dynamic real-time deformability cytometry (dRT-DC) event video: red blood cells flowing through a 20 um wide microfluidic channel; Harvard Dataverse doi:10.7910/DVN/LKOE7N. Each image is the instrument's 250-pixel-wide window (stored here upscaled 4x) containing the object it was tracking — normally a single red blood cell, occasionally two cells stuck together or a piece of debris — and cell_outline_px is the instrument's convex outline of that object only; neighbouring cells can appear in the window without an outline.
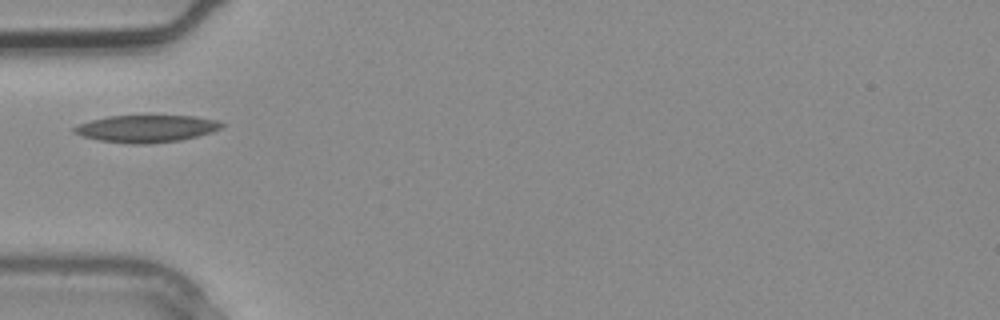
{"species": "common noctule bat (a hibernating species)", "species_latin": "Nyctalus noctula", "temperature_condition": "warm", "stored_images_in_passage": 2, "camera_frame_rate_fps": 3000, "um_per_image_px": 0.085, "animal": {"sex": "male", "body_mass_g": 20.4}, "frame": {"image": 1, "passage_image": 2, "time_ms": 0.333, "image_size_px": [1000, 320], "cell_outline_px": [[224, 124], [220, 128], [212, 132], [180, 140], [148, 144], [128, 144], [100, 140], [80, 136], [72, 132], [72, 128], [80, 124], [92, 120], [108, 116], [196, 116], [216, 120]], "centroid_in_image_um": [12.41, 10.94], "position_along_channel_um": 72.6, "area_um2": 23.29}}